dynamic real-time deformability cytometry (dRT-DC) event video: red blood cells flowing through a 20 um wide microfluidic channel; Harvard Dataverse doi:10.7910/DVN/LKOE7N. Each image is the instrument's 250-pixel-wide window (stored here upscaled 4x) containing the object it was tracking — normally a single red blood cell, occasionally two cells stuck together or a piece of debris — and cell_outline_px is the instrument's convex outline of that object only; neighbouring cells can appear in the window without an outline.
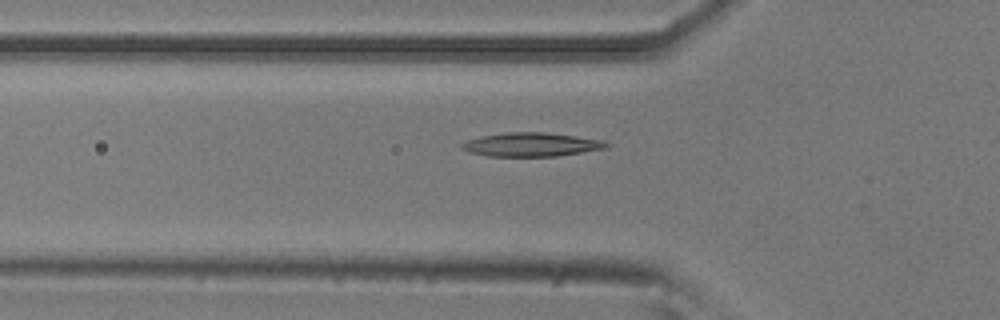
{"species": "common noctule bat (a hibernating species)", "species_latin": "Nyctalus noctula", "temperature_condition": "room temperature", "stored_images_in_passage": 44, "camera_frame_rate_fps": 3000, "um_per_image_px": 0.085, "animal": {"sex": "male", "body_mass_g": 20.5, "forearm_length_mm": 52.5}, "frame": {"image": 1, "passage_image": 15, "time_ms": 4.667, "image_size_px": [1000, 320], "cell_outline_px": [[612, 144], [608, 148], [556, 156], [488, 156], [468, 152], [460, 148], [460, 144], [468, 140], [480, 136], [504, 132], [544, 132], [576, 136], [604, 140]], "centroid_in_image_um": [45.17, 12.28], "position_along_channel_um": 80.6, "area_um2": 20.23}}
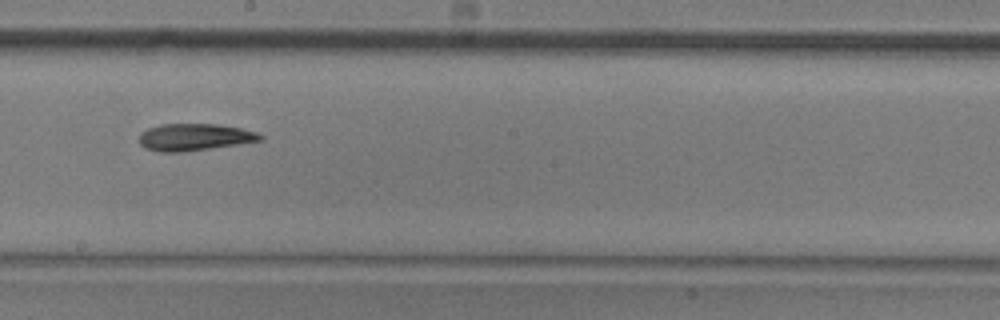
{"frame": {"image": 2, "passage_image": 27, "time_ms": 8.667, "image_size_px": [1000, 320], "cell_outline_px": [[264, 140], [184, 152], [160, 152], [144, 148], [140, 144], [140, 132], [148, 128], [160, 124], [216, 124], [240, 128], [256, 132], [264, 136]], "centroid_in_image_um": [16.51, 11.66], "position_along_channel_um": 231.7, "area_um2": 19.07}}
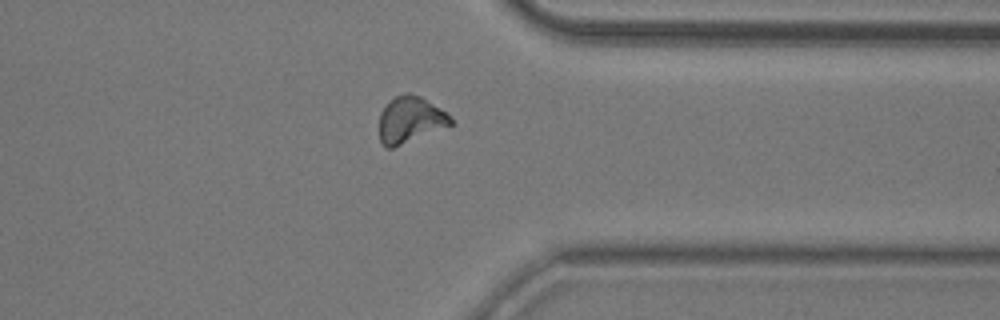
{"frame": {"image": 3, "passage_image": 39, "time_ms": 12.667, "image_size_px": [1000, 320], "cell_outline_px": [[452, 124], [392, 148], [388, 148], [380, 140], [380, 112], [396, 96], [408, 92], [420, 96], [440, 108], [452, 120]], "centroid_in_image_um": [34.84, 10.17], "position_along_channel_um": 376.6, "area_um2": 18.61}}